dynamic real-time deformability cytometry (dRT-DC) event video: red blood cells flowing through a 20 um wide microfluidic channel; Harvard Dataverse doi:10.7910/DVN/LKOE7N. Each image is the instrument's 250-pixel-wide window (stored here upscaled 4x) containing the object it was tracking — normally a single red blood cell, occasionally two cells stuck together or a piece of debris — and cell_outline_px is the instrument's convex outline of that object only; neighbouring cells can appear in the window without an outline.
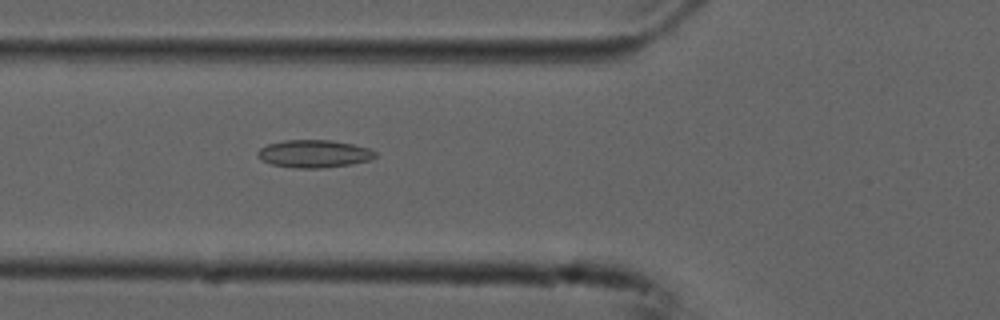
{"species": "common noctule bat (a hibernating species)", "species_latin": "Nyctalus noctula", "temperature_condition": "cold", "stored_images_in_passage": 52, "camera_frame_rate_fps": 3000, "um_per_image_px": 0.085, "animal": {"sex": "male", "forearm_length_mm": 52.5}, "frame": {"image": 1, "passage_image": 20, "time_ms": 6.333, "image_size_px": [1000, 320], "cell_outline_px": [[376, 156], [368, 160], [352, 164], [324, 168], [296, 168], [272, 164], [260, 160], [256, 156], [256, 152], [260, 148], [268, 144], [284, 140], [332, 140], [352, 144], [368, 148], [376, 152]], "centroid_in_image_um": [26.65, 13.07], "position_along_channel_um": 99.1, "area_um2": 19.02}}
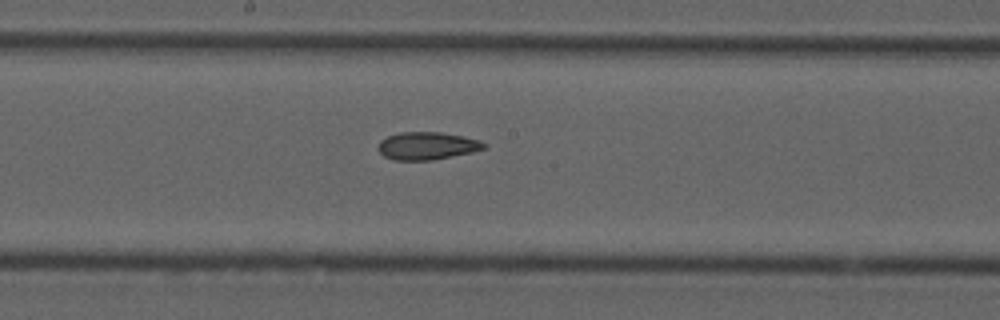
{"frame": {"image": 2, "passage_image": 29, "time_ms": 9.333, "image_size_px": [1000, 320], "cell_outline_px": [[488, 148], [472, 152], [432, 160], [392, 160], [384, 156], [376, 148], [380, 140], [388, 136], [400, 132], [440, 132], [464, 136], [480, 140], [488, 144]], "centroid_in_image_um": [36.32, 12.39], "position_along_channel_um": 211.9, "area_um2": 17.28}}
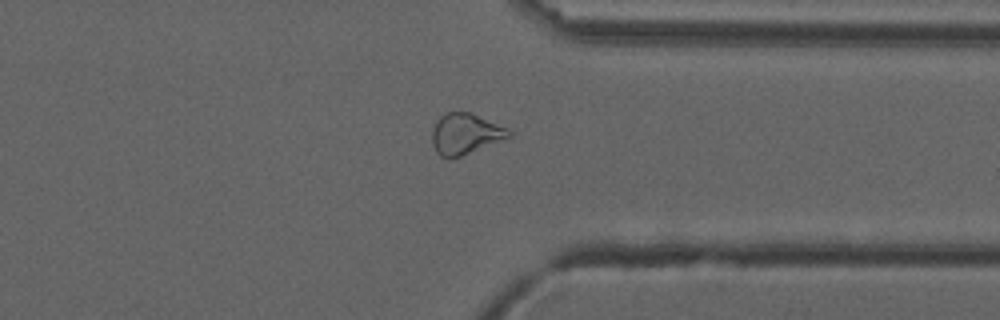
{"frame": {"image": 3, "passage_image": 42, "time_ms": 13.667, "image_size_px": [1000, 320], "cell_outline_px": [[512, 136], [460, 156], [440, 156], [436, 152], [432, 140], [432, 128], [436, 120], [440, 116], [448, 112], [472, 112], [508, 128], [512, 132]], "centroid_in_image_um": [39.56, 11.34], "position_along_channel_um": 371.8, "area_um2": 18.09}}